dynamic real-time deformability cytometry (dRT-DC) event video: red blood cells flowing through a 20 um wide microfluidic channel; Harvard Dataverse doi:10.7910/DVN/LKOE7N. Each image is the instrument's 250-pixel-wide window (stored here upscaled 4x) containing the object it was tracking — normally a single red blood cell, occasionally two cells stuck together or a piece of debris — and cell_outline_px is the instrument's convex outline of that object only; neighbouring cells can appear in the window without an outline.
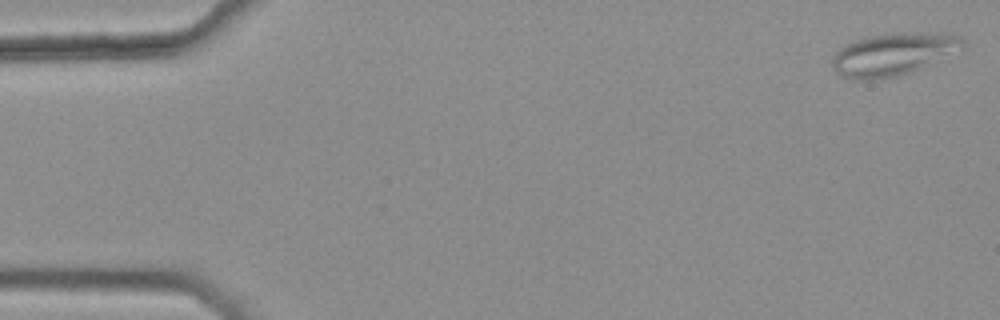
{"species": "common noctule bat (a hibernating species)", "species_latin": "Nyctalus noctula", "temperature_condition": "warm", "stored_images_in_passage": 5, "camera_frame_rate_fps": 3000, "um_per_image_px": 0.085, "animal": {"sex": "female", "body_mass_g": 25.1}, "frame": {"image": 1, "passage_image": 1, "time_ms": 0.0, "image_size_px": [1000, 320], "cell_outline_px": [[964, 48], [924, 68], [912, 72], [896, 76], [876, 80], [856, 80], [840, 76], [836, 72], [832, 64], [832, 56], [840, 48], [856, 40], [868, 36], [896, 32], [948, 32], [960, 36], [964, 40]], "centroid_in_image_um": [75.97, 4.6], "position_along_channel_um": 9.0, "area_um2": 33.0}}